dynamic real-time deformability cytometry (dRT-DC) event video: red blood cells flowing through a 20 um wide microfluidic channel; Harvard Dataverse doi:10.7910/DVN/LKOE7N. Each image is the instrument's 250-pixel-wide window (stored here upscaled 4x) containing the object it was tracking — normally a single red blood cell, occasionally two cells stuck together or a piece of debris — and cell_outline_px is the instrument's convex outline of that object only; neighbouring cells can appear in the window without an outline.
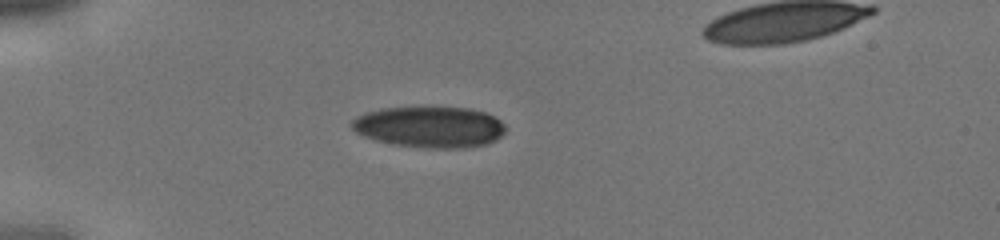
{"species": "human", "species_latin": "Homo sapiens", "temperature_condition": "cold", "stored_images_in_passage": 31, "camera_frame_rate_fps": 3000, "um_per_image_px": 0.085, "donor": {"sex": "male"}, "frame": {"image": 1, "passage_image": 1, "time_ms": 0.0, "image_size_px": [1000, 240], "cell_outline_px": [[504, 132], [496, 140], [488, 144], [464, 148], [424, 148], [392, 144], [376, 140], [364, 136], [356, 132], [348, 124], [356, 116], [364, 112], [380, 108], [472, 108], [484, 112], [500, 120], [504, 124]], "centroid_in_image_um": [36.49, 10.8], "position_along_channel_um": 48.5, "area_um2": 36.93}}
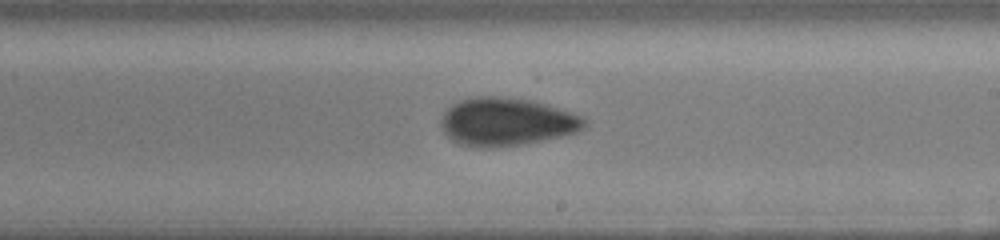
{"frame": {"image": 2, "passage_image": 15, "time_ms": 4.667, "image_size_px": [1000, 240], "cell_outline_px": [[588, 128], [576, 132], [560, 136], [520, 144], [496, 148], [476, 148], [460, 144], [452, 140], [444, 132], [440, 124], [440, 120], [444, 112], [456, 100], [472, 96], [496, 96], [532, 100], [584, 116], [588, 120]], "centroid_in_image_um": [43.05, 10.35], "position_along_channel_um": 245.9, "area_um2": 40.58}}
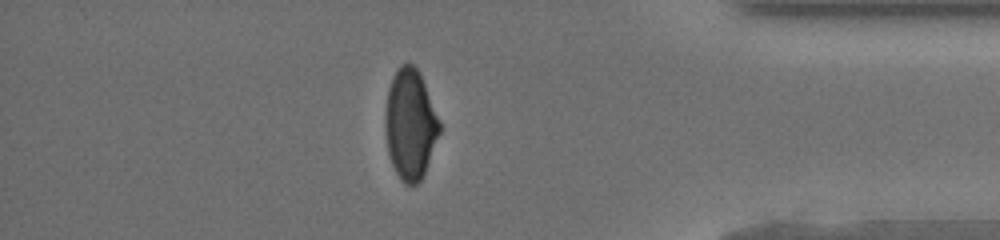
{"frame": {"image": 3, "passage_image": 26, "time_ms": 8.333, "image_size_px": [1000, 240], "cell_outline_px": [[440, 132], [424, 172], [420, 180], [416, 184], [404, 184], [400, 180], [392, 164], [388, 152], [384, 128], [384, 116], [388, 88], [392, 76], [400, 64], [412, 64], [420, 72], [440, 120]], "centroid_in_image_um": [34.85, 10.54], "position_along_channel_um": 400.4, "area_um2": 34.97}}